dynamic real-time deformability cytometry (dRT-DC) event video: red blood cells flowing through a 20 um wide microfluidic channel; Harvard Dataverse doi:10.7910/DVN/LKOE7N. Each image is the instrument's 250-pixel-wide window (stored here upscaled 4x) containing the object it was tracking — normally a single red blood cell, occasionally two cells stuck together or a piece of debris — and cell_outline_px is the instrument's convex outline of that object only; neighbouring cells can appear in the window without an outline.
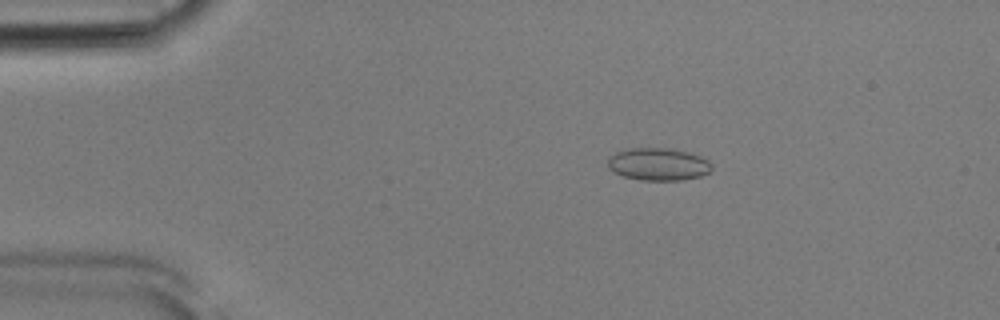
{"species": "Egyptian fruit bat (a non-hibernating species)", "species_latin": "Rousettus aegyptiacus", "temperature_condition": "room temperature", "stored_images_in_passage": 53, "camera_frame_rate_fps": 3000, "um_per_image_px": 0.085, "animal": {"sex": "male"}, "frame": {"image": 1, "passage_image": 10, "time_ms": 3.0, "image_size_px": [1000, 320], "cell_outline_px": [[712, 172], [700, 176], [680, 180], [640, 180], [624, 176], [608, 168], [608, 156], [624, 148], [676, 148], [700, 156], [708, 160], [712, 164]], "centroid_in_image_um": [55.97, 13.94], "position_along_channel_um": 29.0, "area_um2": 19.94}}
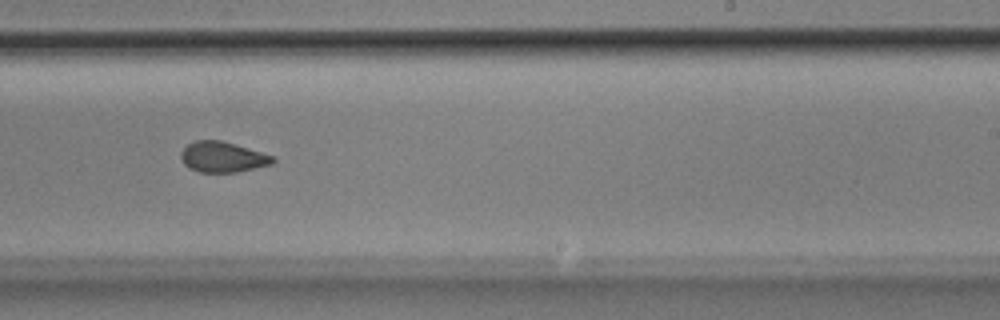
{"frame": {"image": 2, "passage_image": 33, "time_ms": 10.667, "image_size_px": [1000, 320], "cell_outline_px": [[276, 160], [272, 164], [236, 172], [200, 172], [188, 168], [184, 164], [180, 156], [180, 152], [188, 144], [196, 140], [220, 140], [248, 148], [272, 156]], "centroid_in_image_um": [18.89, 13.35], "position_along_channel_um": 270.1, "area_um2": 16.18}}
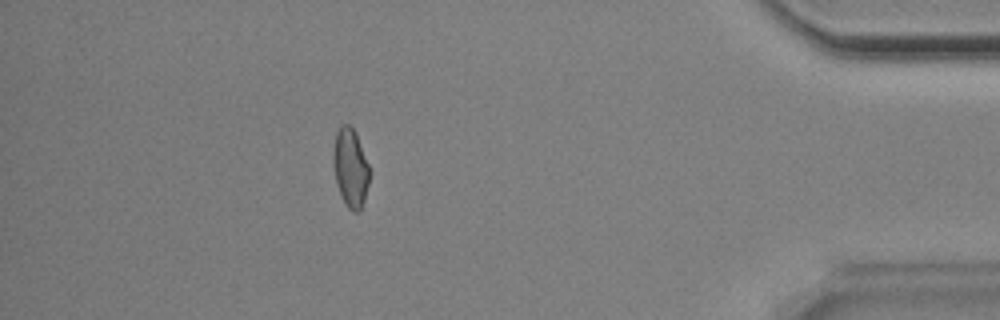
{"frame": {"image": 3, "passage_image": 47, "time_ms": 15.333, "image_size_px": [1000, 320], "cell_outline_px": [[372, 172], [364, 200], [360, 208], [356, 212], [352, 212], [348, 208], [336, 184], [332, 160], [332, 152], [336, 132], [340, 124], [348, 124], [352, 128], [356, 136]], "centroid_in_image_um": [29.78, 14.25], "position_along_channel_um": 405.4, "area_um2": 16.65}, "authors_computed_cell_mechanics": {"area_um2": 16.9354, "velocity_mm_per_s": 3.888, "shape_relaxation_time_tau1_ms": null, "shape_relaxation_time_tau2_ms": 2.4871, "deformation_change_tau1": null, "deformation_change_tau2": 0.0712}}